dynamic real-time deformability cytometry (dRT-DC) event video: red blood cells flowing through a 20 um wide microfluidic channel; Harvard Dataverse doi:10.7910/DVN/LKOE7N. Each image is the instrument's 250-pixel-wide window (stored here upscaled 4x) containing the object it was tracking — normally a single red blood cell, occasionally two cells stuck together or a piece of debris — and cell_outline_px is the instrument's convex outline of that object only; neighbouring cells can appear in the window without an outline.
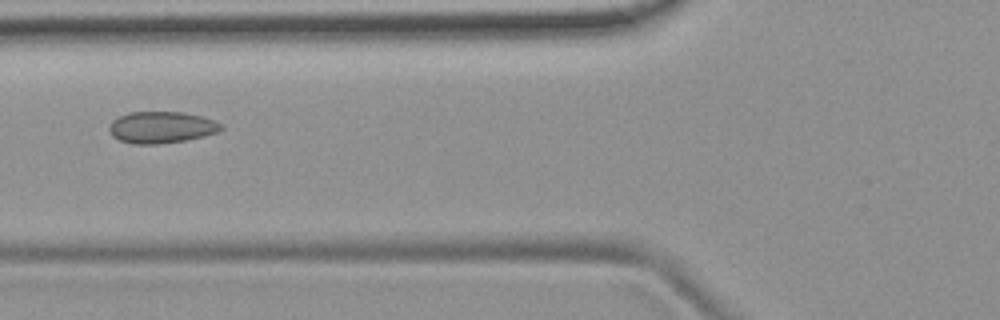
{"species": "common noctule bat (a hibernating species)", "species_latin": "Nyctalus noctula", "temperature_condition": "room temperature", "stored_images_in_passage": 7, "camera_frame_rate_fps": 3000, "um_per_image_px": 0.085, "animal": {"sex": "female", "body_mass_g": 19.9}, "frame": {"image": 1, "passage_image": 4, "time_ms": 4.667, "image_size_px": [1000, 320], "cell_outline_px": [[224, 128], [216, 132], [204, 136], [184, 140], [160, 144], [132, 144], [120, 140], [112, 136], [108, 128], [108, 124], [112, 120], [128, 112], [184, 112], [216, 120]], "centroid_in_image_um": [13.69, 10.82], "position_along_channel_um": 112.1, "area_um2": 20.69}}
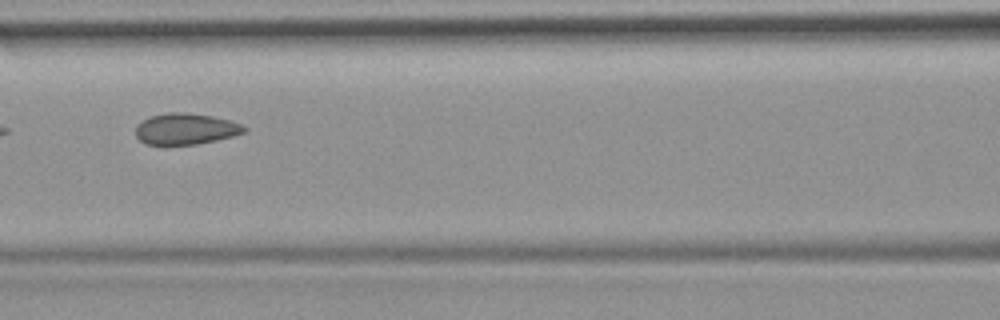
{"frame": {"image": 2, "passage_image": 5, "time_ms": 5.667, "image_size_px": [1000, 320], "cell_outline_px": [[248, 128], [244, 132], [232, 136], [216, 140], [196, 144], [144, 144], [136, 136], [136, 124], [152, 116], [168, 112], [188, 112], [212, 116], [228, 120], [240, 124]], "centroid_in_image_um": [15.77, 10.95], "position_along_channel_um": 150.8, "area_um2": 19.54}}
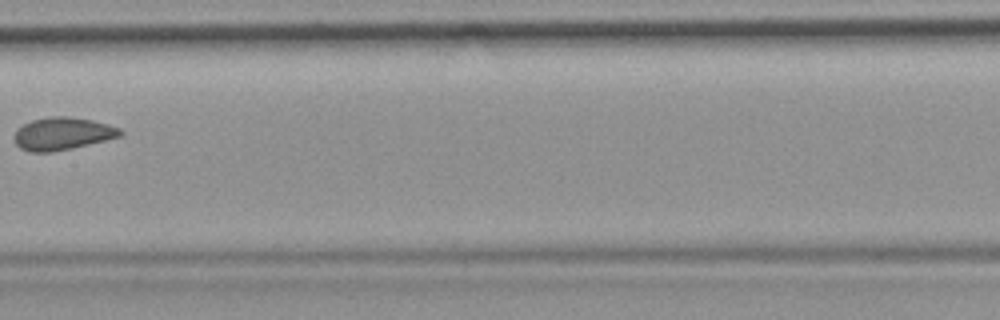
{"frame": {"image": 3, "passage_image": 6, "time_ms": 7.0, "image_size_px": [1000, 320], "cell_outline_px": [[124, 132], [120, 136], [72, 148], [52, 152], [28, 152], [20, 148], [16, 144], [16, 128], [32, 120], [52, 116], [68, 116], [92, 120], [108, 124], [120, 128]], "centroid_in_image_um": [5.31, 11.36], "position_along_channel_um": 202.1, "area_um2": 20.0}}